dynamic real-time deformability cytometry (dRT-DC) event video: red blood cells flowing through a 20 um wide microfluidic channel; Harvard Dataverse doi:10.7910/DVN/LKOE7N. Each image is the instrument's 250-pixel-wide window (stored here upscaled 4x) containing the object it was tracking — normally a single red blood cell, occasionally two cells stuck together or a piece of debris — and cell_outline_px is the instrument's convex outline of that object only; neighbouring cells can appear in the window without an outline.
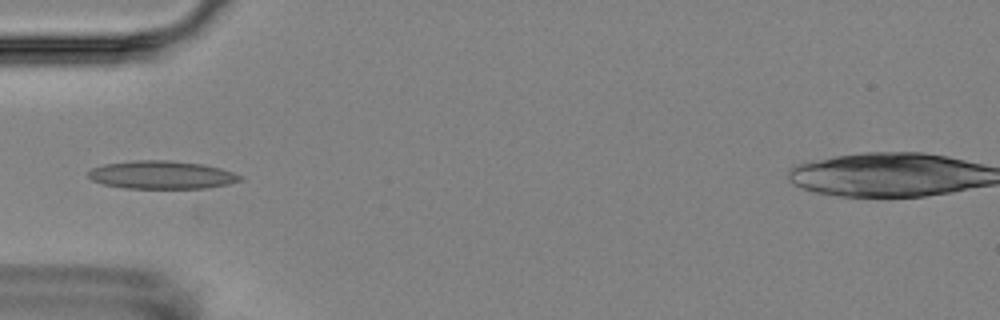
{"species": "Egyptian fruit bat (a non-hibernating species)", "species_latin": "Rousettus aegyptiacus", "temperature_condition": "room temperature", "stored_images_in_passage": 4, "camera_frame_rate_fps": 3000, "um_per_image_px": 0.085, "animal": {"sex": "female"}, "frame": {"image": 1, "passage_image": 3, "time_ms": 2.333, "image_size_px": [1000, 320], "cell_outline_px": [[244, 180], [228, 184], [208, 188], [124, 188], [104, 184], [92, 180], [88, 176], [88, 172], [92, 168], [104, 164], [132, 160], [172, 160], [204, 164], [220, 168], [244, 176]], "centroid_in_image_um": [13.78, 14.86], "position_along_channel_um": 71.2, "area_um2": 25.03}}